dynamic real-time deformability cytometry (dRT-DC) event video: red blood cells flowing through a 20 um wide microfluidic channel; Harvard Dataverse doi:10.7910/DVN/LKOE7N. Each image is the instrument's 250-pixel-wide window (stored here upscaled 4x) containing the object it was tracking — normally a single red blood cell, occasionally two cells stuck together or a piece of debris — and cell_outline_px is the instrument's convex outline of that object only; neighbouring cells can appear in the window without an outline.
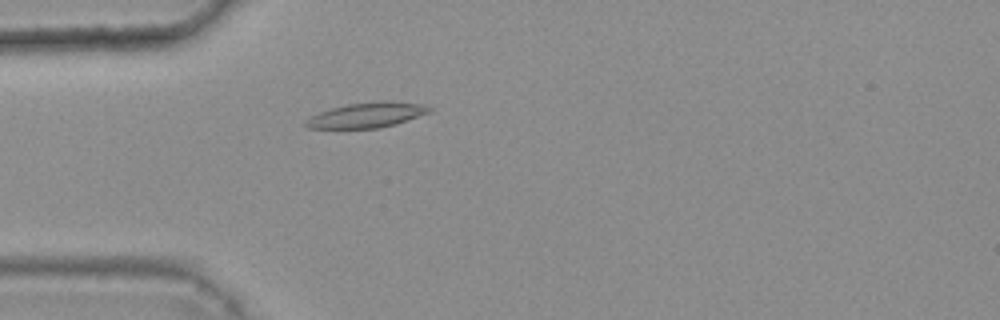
{"species": "common noctule bat (a hibernating species)", "species_latin": "Nyctalus noctula", "temperature_condition": "warm", "stored_images_in_passage": 41, "camera_frame_rate_fps": 3000, "um_per_image_px": 0.085, "animal": {"sex": "female", "body_mass_g": 25.1}, "frame": {"image": 1, "passage_image": 7, "time_ms": 2.0, "image_size_px": [1000, 320], "cell_outline_px": [[432, 108], [428, 112], [396, 124], [380, 128], [308, 128], [304, 124], [312, 116], [320, 112], [332, 108], [348, 104], [376, 100], [392, 100], [424, 104]], "centroid_in_image_um": [31.22, 9.76], "position_along_channel_um": 53.8, "area_um2": 18.03}}
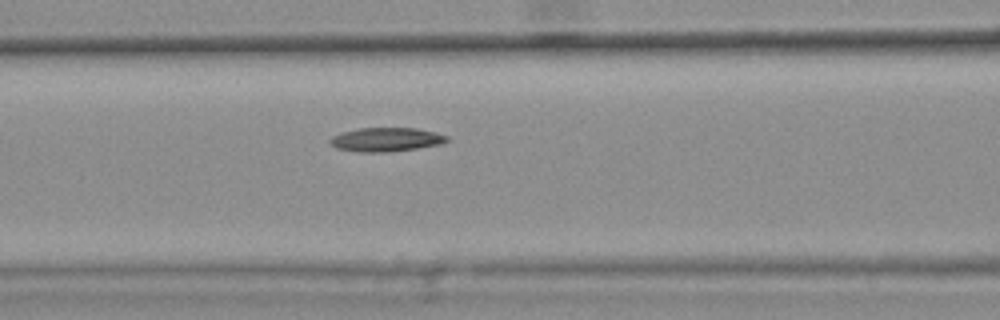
{"frame": {"image": 2, "passage_image": 14, "time_ms": 4.333, "image_size_px": [1000, 320], "cell_outline_px": [[448, 140], [440, 144], [416, 148], [388, 152], [360, 152], [336, 148], [328, 140], [332, 136], [340, 132], [360, 128], [416, 128], [436, 132], [448, 136]], "centroid_in_image_um": [32.8, 11.85], "position_along_channel_um": 133.8, "area_um2": 16.24}}
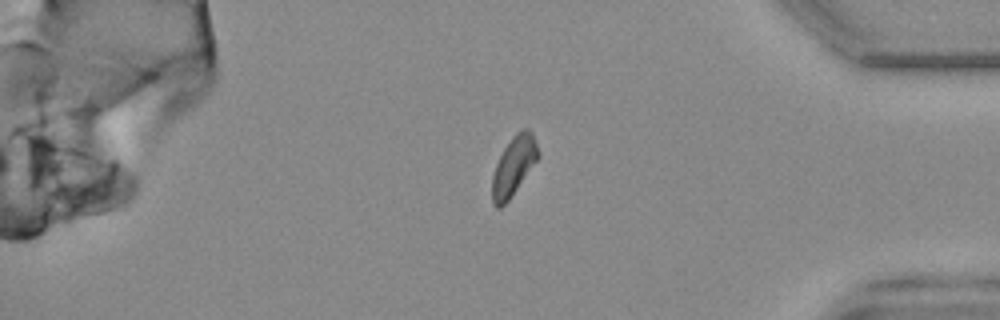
{"frame": {"image": 3, "passage_image": 37, "time_ms": 12.0, "image_size_px": [1000, 320], "cell_outline_px": [[540, 156], [508, 200], [500, 208], [496, 208], [492, 204], [492, 176], [496, 164], [504, 148], [512, 136], [520, 128], [528, 128], [532, 132], [540, 152]], "centroid_in_image_um": [43.67, 14.07], "position_along_channel_um": 391.5, "area_um2": 15.78}}